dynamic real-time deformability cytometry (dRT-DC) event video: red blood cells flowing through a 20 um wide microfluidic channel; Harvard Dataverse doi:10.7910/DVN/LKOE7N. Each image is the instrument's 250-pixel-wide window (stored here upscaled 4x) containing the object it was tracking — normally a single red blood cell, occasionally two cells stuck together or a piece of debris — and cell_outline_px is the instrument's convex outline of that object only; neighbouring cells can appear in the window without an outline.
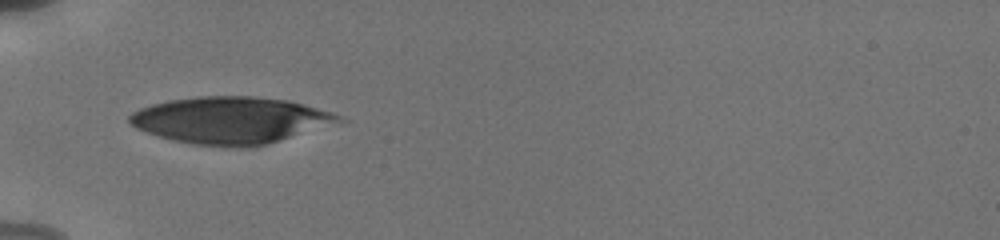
{"species": "human", "species_latin": "Homo sapiens", "temperature_condition": "cold", "stored_images_in_passage": 10, "camera_frame_rate_fps": 3000, "um_per_image_px": 0.085, "donor": {"sex": "male"}, "frame": {"image": 1, "passage_image": 1, "time_ms": 0.0, "image_size_px": [1000, 240], "cell_outline_px": [[348, 120], [268, 144], [252, 148], [228, 148], [192, 144], [172, 140], [136, 128], [128, 120], [128, 116], [132, 112], [140, 108], [152, 104], [168, 100], [196, 96], [256, 96], [288, 100], [304, 104], [332, 112], [344, 116]], "centroid_in_image_um": [19.64, 10.22], "position_along_channel_um": 65.4, "area_um2": 57.68}}
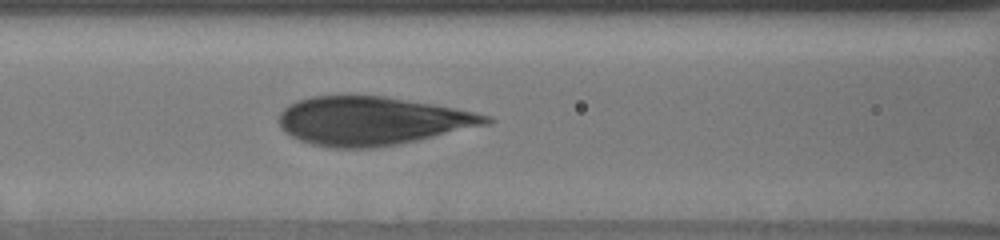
{"frame": {"image": 2, "passage_image": 6, "time_ms": 2.0, "image_size_px": [1000, 240], "cell_outline_px": [[496, 120], [488, 124], [416, 140], [376, 148], [332, 148], [312, 144], [300, 140], [284, 132], [280, 124], [280, 112], [288, 104], [296, 100], [312, 96], [384, 96], [432, 104], [492, 116]], "centroid_in_image_um": [31.58, 10.28], "position_along_channel_um": 135.0, "area_um2": 58.03}}
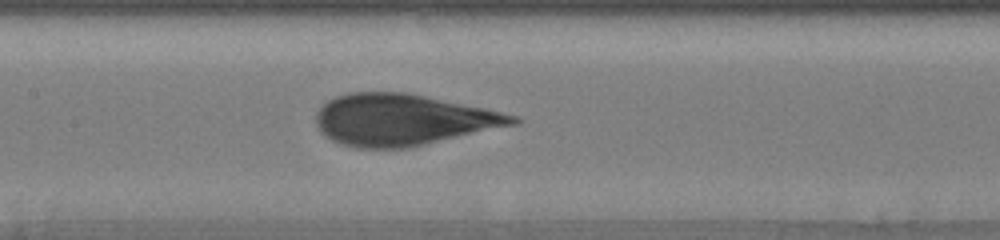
{"frame": {"image": 3, "passage_image": 8, "time_ms": 3.0, "image_size_px": [1000, 240], "cell_outline_px": [[524, 120], [520, 124], [408, 148], [356, 148], [340, 144], [332, 140], [320, 132], [316, 124], [316, 112], [328, 100], [336, 96], [348, 92], [408, 92], [484, 108], [520, 116]], "centroid_in_image_um": [34.28, 10.18], "position_along_channel_um": 173.1, "area_um2": 59.42}}